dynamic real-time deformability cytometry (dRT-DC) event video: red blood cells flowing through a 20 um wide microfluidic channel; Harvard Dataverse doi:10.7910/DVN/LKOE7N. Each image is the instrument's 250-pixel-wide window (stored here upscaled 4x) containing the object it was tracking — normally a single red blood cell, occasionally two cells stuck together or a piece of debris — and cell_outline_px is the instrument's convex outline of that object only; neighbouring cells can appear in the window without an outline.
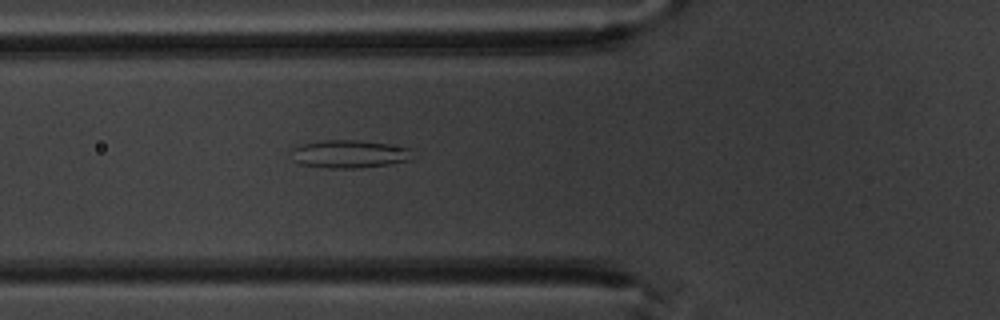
{"species": "common noctule bat (a hibernating species)", "species_latin": "Nyctalus noctula", "temperature_condition": "warm", "stored_images_in_passage": 4, "camera_frame_rate_fps": 3000, "um_per_image_px": 0.085, "animal": {"sex": "male", "body_mass_g": 20.1, "forearm_length_mm": 53.5}, "frame": {"image": 1, "passage_image": 4, "time_ms": 3.333, "image_size_px": [1000, 320], "cell_outline_px": [[412, 160], [388, 164], [360, 168], [328, 168], [300, 164], [292, 160], [292, 148], [304, 144], [324, 140], [356, 140], [388, 144], [408, 148]], "centroid_in_image_um": [29.65, 13.1], "position_along_channel_um": 96.1, "area_um2": 19.54}}